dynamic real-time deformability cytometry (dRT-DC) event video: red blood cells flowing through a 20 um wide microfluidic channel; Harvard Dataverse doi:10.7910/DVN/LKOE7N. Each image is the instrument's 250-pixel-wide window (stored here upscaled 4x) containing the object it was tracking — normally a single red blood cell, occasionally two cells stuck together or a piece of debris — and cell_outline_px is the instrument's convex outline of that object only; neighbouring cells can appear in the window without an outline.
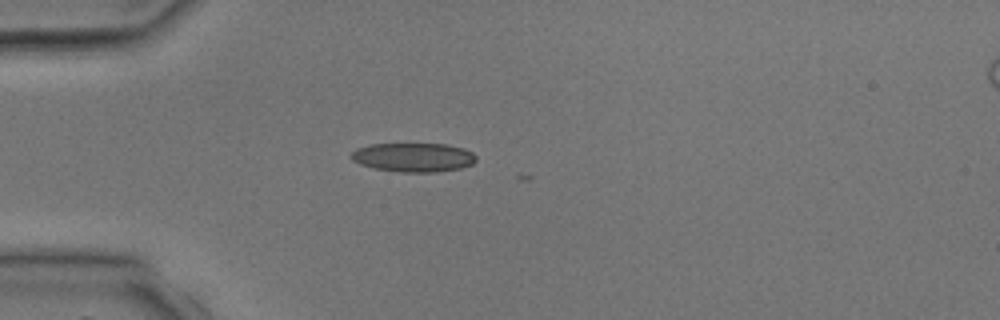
{"species": "common noctule bat (a hibernating species)", "species_latin": "Nyctalus noctula", "temperature_condition": "room temperature", "stored_images_in_passage": 1, "camera_frame_rate_fps": 3000, "um_per_image_px": 0.085, "animal": {"sex": "male", "body_mass_g": 17.9, "forearm_length_mm": 54.2}, "frame": {"image": 1, "passage_image": 1, "time_ms": 0.0, "image_size_px": [1000, 320], "cell_outline_px": [[476, 160], [472, 164], [460, 168], [436, 172], [400, 172], [376, 168], [360, 164], [352, 160], [348, 156], [356, 148], [368, 144], [448, 144], [464, 148], [472, 152], [476, 156]], "centroid_in_image_um": [35.13, 13.36], "position_along_channel_um": 49.9, "area_um2": 21.21}}